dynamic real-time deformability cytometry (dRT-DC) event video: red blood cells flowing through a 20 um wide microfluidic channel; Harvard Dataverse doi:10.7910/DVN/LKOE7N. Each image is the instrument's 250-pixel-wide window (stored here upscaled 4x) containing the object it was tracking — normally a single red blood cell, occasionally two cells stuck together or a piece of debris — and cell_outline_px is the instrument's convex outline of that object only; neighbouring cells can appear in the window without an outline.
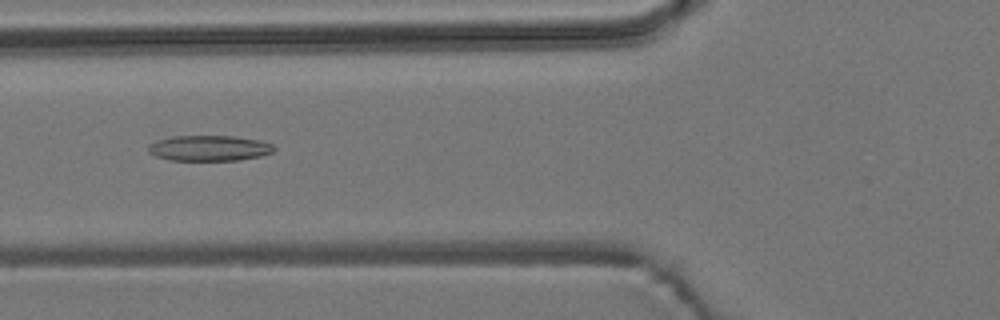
{"species": "common noctule bat (a hibernating species)", "species_latin": "Nyctalus noctula", "temperature_condition": "room temperature", "stored_images_in_passage": 44, "camera_frame_rate_fps": 3000, "um_per_image_px": 0.085, "animal": {"sex": "male", "body_mass_g": 19.2, "forearm_length_mm": 51.8}, "frame": {"image": 1, "passage_image": 10, "time_ms": 3.0, "image_size_px": [1000, 320], "cell_outline_px": [[276, 148], [272, 152], [260, 156], [240, 160], [168, 160], [156, 156], [148, 152], [148, 144], [156, 140], [172, 136], [236, 136], [260, 140], [272, 144]], "centroid_in_image_um": [17.77, 12.59], "position_along_channel_um": 108.0, "area_um2": 18.84}}
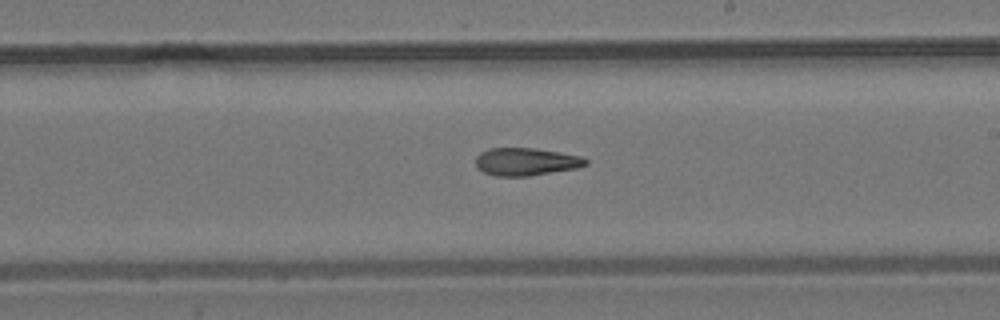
{"frame": {"image": 2, "passage_image": 21, "time_ms": 6.667, "image_size_px": [1000, 320], "cell_outline_px": [[588, 164], [576, 168], [528, 176], [496, 176], [484, 172], [476, 168], [476, 156], [480, 152], [488, 148], [532, 148], [560, 152], [584, 156], [588, 160]], "centroid_in_image_um": [44.71, 13.74], "position_along_channel_um": 244.3, "area_um2": 17.86}}
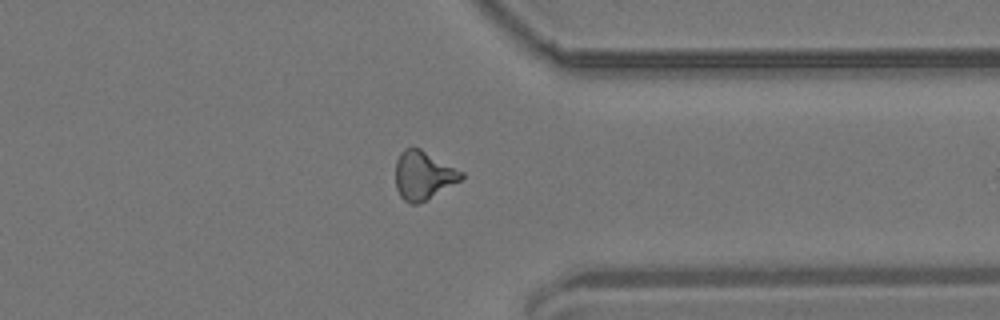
{"frame": {"image": 3, "passage_image": 32, "time_ms": 10.333, "image_size_px": [1000, 320], "cell_outline_px": [[464, 176], [460, 180], [424, 200], [416, 204], [412, 204], [404, 200], [400, 196], [396, 188], [396, 160], [400, 152], [404, 148], [420, 148], [464, 172]], "centroid_in_image_um": [35.95, 14.88], "position_along_channel_um": 375.4, "area_um2": 18.26}, "authors_computed_cell_mechanics": {"area_um2": 18.2648, "velocity_mm_per_s": 3.7181, "shape_relaxation_time_tau1_ms": null, "shape_relaxation_time_tau2_ms": 7.3169, "deformation_change_tau1": null, "deformation_change_tau2": 0.18}}